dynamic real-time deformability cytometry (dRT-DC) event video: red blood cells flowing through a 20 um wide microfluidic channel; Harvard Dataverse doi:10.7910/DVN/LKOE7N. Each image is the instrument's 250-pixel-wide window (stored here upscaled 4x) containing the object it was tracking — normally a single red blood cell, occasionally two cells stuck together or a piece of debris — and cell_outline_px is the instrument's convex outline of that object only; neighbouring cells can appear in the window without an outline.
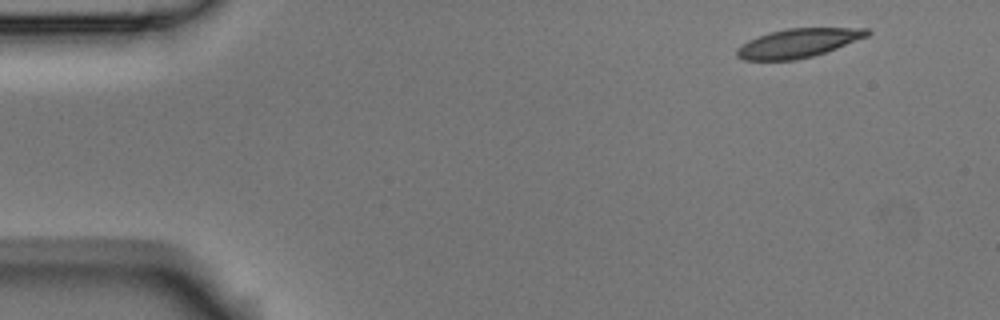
{"species": "Egyptian fruit bat (a non-hibernating species)", "species_latin": "Rousettus aegyptiacus", "temperature_condition": "room temperature", "stored_images_in_passage": 4, "camera_frame_rate_fps": 3000, "um_per_image_px": 0.085, "animal": {"sex": "male"}, "frame": {"image": 1, "passage_image": 1, "time_ms": 0.0, "image_size_px": [1000, 320], "cell_outline_px": [[872, 32], [868, 36], [836, 48], [812, 56], [796, 60], [744, 60], [736, 56], [736, 48], [748, 40], [756, 36], [768, 32], [788, 28], [868, 28]], "centroid_in_image_um": [67.81, 3.65], "position_along_channel_um": 17.2, "area_um2": 21.96}}
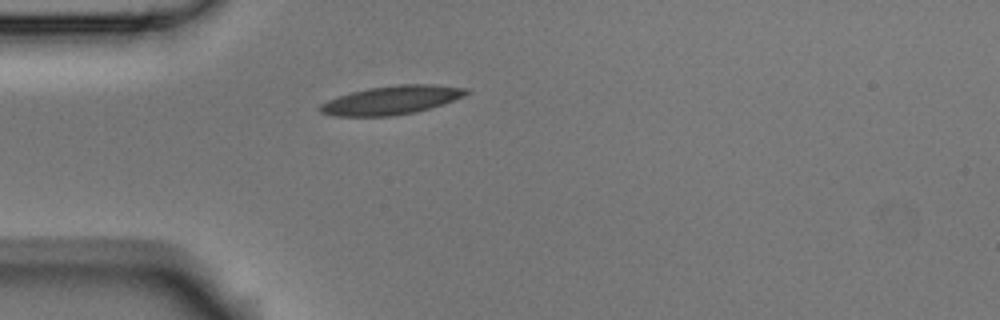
{"frame": {"image": 2, "passage_image": 4, "time_ms": 1.0, "image_size_px": [1000, 320], "cell_outline_px": [[468, 92], [464, 96], [416, 112], [392, 116], [332, 116], [320, 112], [316, 108], [320, 104], [328, 100], [352, 92], [368, 88], [400, 84], [432, 84], [468, 88]], "centroid_in_image_um": [33.23, 8.51], "position_along_channel_um": 51.8, "area_um2": 24.22}}